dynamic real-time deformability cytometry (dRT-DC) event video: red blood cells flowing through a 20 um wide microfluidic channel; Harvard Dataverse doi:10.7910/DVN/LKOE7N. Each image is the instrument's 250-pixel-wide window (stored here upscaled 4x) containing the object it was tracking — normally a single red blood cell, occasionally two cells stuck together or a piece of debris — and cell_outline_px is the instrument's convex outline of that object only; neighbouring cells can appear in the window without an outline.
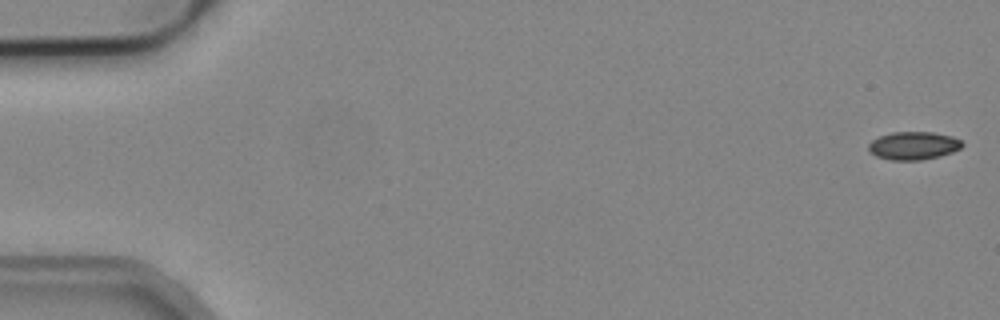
{"species": "common noctule bat (a hibernating species)", "species_latin": "Nyctalus noctula", "temperature_condition": "cold", "stored_images_in_passage": 5, "camera_frame_rate_fps": 3000, "um_per_image_px": 0.085, "animal": {"sex": "male", "body_mass_g": 19.2, "forearm_length_mm": 51.8}, "frame": {"image": 1, "passage_image": 1, "time_ms": 0.0, "image_size_px": [1000, 320], "cell_outline_px": [[964, 144], [960, 148], [952, 152], [940, 156], [920, 160], [892, 160], [876, 156], [868, 152], [868, 144], [872, 140], [880, 136], [892, 132], [932, 132], [952, 136], [960, 140]], "centroid_in_image_um": [77.62, 12.38], "position_along_channel_um": 7.4, "area_um2": 15.32}}
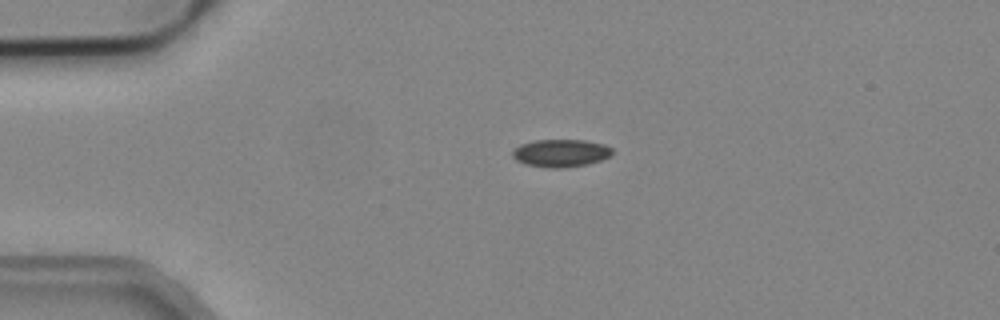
{"frame": {"image": 2, "passage_image": 4, "time_ms": 1.0, "image_size_px": [1000, 320], "cell_outline_px": [[612, 156], [588, 164], [564, 168], [548, 168], [524, 164], [516, 160], [512, 156], [512, 148], [520, 144], [536, 140], [584, 140], [604, 144], [612, 148]], "centroid_in_image_um": [47.64, 13.01], "position_along_channel_um": 37.4, "area_um2": 16.3}}